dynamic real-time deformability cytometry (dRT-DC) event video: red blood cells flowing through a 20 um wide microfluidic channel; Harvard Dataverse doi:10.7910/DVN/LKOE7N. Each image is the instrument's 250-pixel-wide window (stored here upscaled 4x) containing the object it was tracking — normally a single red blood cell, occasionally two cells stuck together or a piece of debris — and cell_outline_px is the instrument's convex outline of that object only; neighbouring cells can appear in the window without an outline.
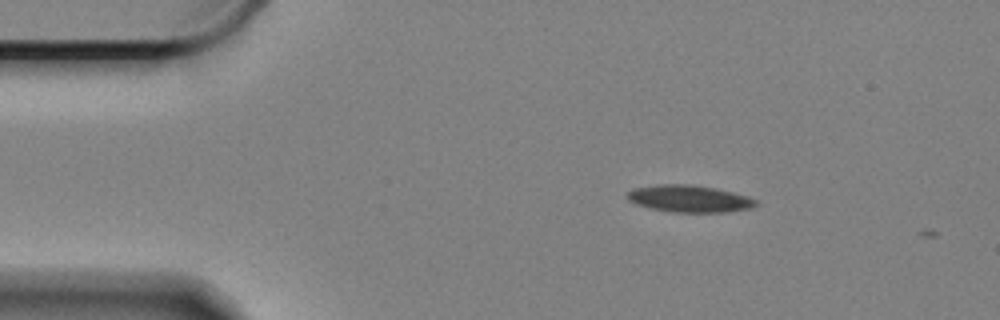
{"species": "Egyptian fruit bat (a non-hibernating species)", "species_latin": "Rousettus aegyptiacus", "temperature_condition": "cold", "stored_images_in_passage": 8, "camera_frame_rate_fps": 3000, "um_per_image_px": 0.085, "animal": {"sex": "female"}, "frame": {"image": 1, "passage_image": 1, "time_ms": 0.0, "image_size_px": [1000, 320], "cell_outline_px": [[760, 204], [748, 208], [724, 212], [676, 212], [652, 208], [628, 200], [628, 192], [632, 188], [660, 184], [692, 184], [716, 188], [748, 196], [756, 200]], "centroid_in_image_um": [58.62, 16.87], "position_along_channel_um": 26.4, "area_um2": 20.0}}